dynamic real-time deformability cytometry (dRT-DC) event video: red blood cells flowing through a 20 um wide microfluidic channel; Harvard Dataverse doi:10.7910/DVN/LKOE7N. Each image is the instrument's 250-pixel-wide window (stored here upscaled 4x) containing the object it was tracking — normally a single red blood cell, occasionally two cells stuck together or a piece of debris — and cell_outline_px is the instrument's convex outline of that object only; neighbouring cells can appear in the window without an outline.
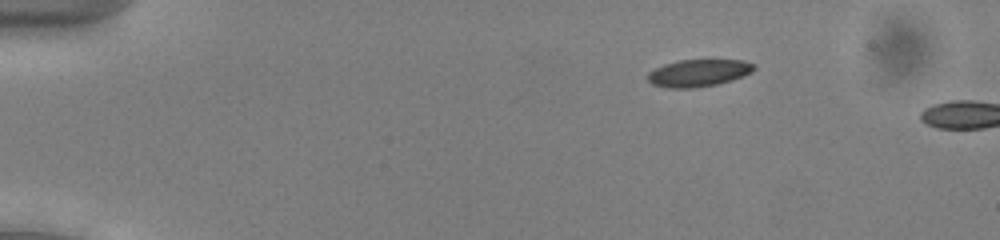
{"species": "common noctule bat (a hibernating species)", "species_latin": "Nyctalus noctula", "temperature_condition": "cold", "stored_images_in_passage": 3, "camera_frame_rate_fps": 3000, "um_per_image_px": 0.085, "animal": {"sex": "male", "body_mass_g": 13.0, "forearm_length_mm": 53.1}, "frame": {"image": 1, "passage_image": 1, "time_ms": 0.0, "image_size_px": [1000, 240], "cell_outline_px": [[756, 68], [752, 72], [732, 80], [716, 84], [692, 88], [664, 88], [652, 84], [648, 80], [648, 72], [664, 64], [680, 60], [744, 60], [756, 64]], "centroid_in_image_um": [59.38, 6.2], "position_along_channel_um": 25.6, "area_um2": 16.88}}